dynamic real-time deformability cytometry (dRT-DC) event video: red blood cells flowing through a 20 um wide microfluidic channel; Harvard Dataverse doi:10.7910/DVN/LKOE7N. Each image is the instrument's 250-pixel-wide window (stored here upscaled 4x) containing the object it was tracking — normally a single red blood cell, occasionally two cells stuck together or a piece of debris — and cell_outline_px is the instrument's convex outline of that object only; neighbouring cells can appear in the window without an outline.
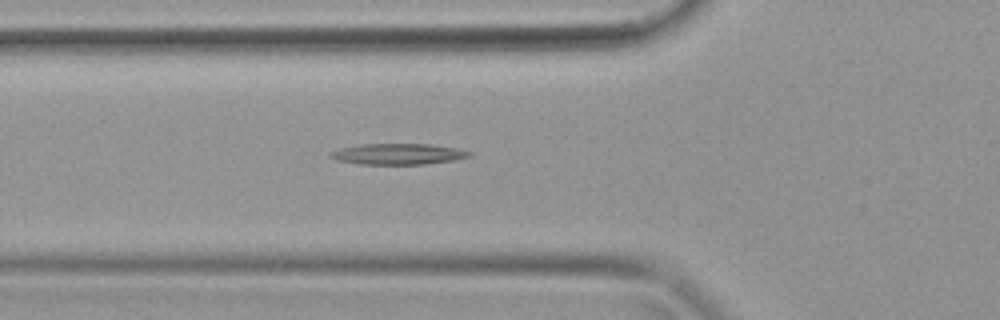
{"species": "common noctule bat (a hibernating species)", "species_latin": "Nyctalus noctula", "temperature_condition": "warm", "stored_images_in_passage": 32, "segment_of_instrument_passage": [1, 2], "camera_frame_rate_fps": 3000, "um_per_image_px": 0.085, "animal": {"sex": "female", "body_mass_g": 19.9}, "frame": {"image": 1, "passage_image": 6, "time_ms": 1.667, "image_size_px": [1000, 320], "cell_outline_px": [[472, 156], [452, 160], [424, 164], [360, 164], [336, 160], [328, 156], [328, 152], [340, 148], [360, 144], [428, 144], [456, 148], [472, 152]], "centroid_in_image_um": [33.79, 13.09], "position_along_channel_um": 92.0, "area_um2": 16.94}}
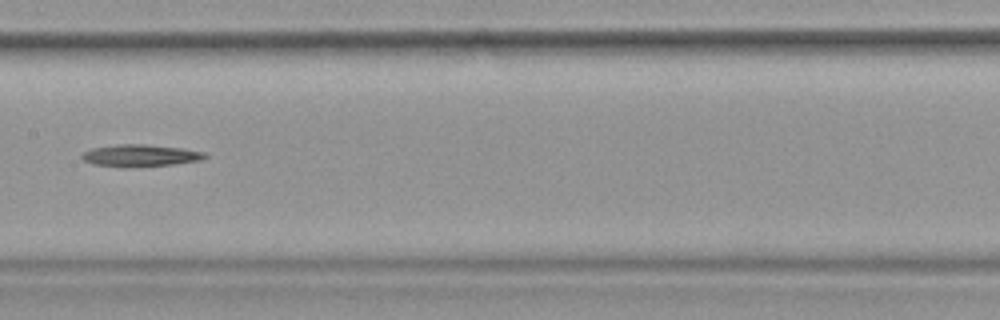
{"frame": {"image": 2, "passage_image": 12, "time_ms": 3.667, "image_size_px": [1000, 320], "cell_outline_px": [[208, 156], [200, 160], [172, 164], [128, 168], [120, 168], [92, 164], [84, 160], [80, 156], [84, 152], [92, 148], [116, 144], [144, 144], [180, 148], [204, 152]], "centroid_in_image_um": [11.86, 13.23], "position_along_channel_um": 195.5, "area_um2": 15.9}}
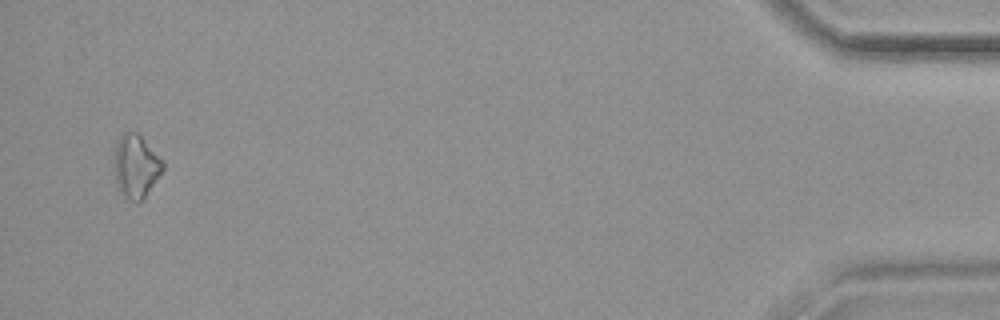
{"frame": {"image": 3, "passage_image": 30, "time_ms": 9.667, "image_size_px": [1000, 320], "cell_outline_px": [[164, 168], [140, 204], [136, 204], [128, 200], [116, 188], [112, 168], [112, 164], [116, 144], [120, 136], [124, 132], [136, 132], [164, 160]], "centroid_in_image_um": [11.51, 14.18], "position_along_channel_um": 423.7, "area_um2": 18.44}}